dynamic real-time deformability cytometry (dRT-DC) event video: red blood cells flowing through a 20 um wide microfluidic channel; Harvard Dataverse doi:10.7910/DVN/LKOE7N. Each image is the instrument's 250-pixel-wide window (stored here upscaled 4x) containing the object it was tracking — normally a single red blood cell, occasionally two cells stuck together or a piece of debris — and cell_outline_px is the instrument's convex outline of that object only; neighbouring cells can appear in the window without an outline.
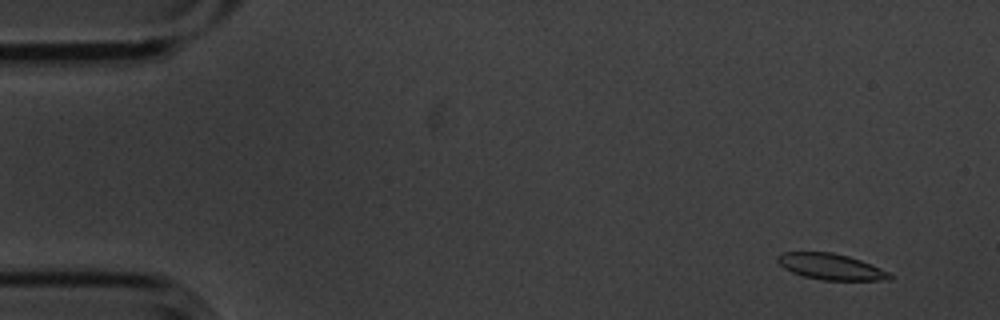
{"species": "common noctule bat (a hibernating species)", "species_latin": "Nyctalus noctula", "temperature_condition": "cold", "stored_images_in_passage": 5, "camera_frame_rate_fps": 3000, "um_per_image_px": 0.085, "animal": {"sex": "male", "body_mass_g": 20.1, "forearm_length_mm": 53.5}, "frame": {"image": 1, "passage_image": 1, "time_ms": 0.0, "image_size_px": [1000, 320], "cell_outline_px": [[892, 280], [824, 280], [804, 276], [792, 272], [784, 268], [776, 260], [776, 256], [784, 252], [832, 252], [848, 256], [860, 260], [880, 268], [888, 272], [892, 276]], "centroid_in_image_um": [70.61, 22.66], "position_along_channel_um": 14.4, "area_um2": 16.88}}